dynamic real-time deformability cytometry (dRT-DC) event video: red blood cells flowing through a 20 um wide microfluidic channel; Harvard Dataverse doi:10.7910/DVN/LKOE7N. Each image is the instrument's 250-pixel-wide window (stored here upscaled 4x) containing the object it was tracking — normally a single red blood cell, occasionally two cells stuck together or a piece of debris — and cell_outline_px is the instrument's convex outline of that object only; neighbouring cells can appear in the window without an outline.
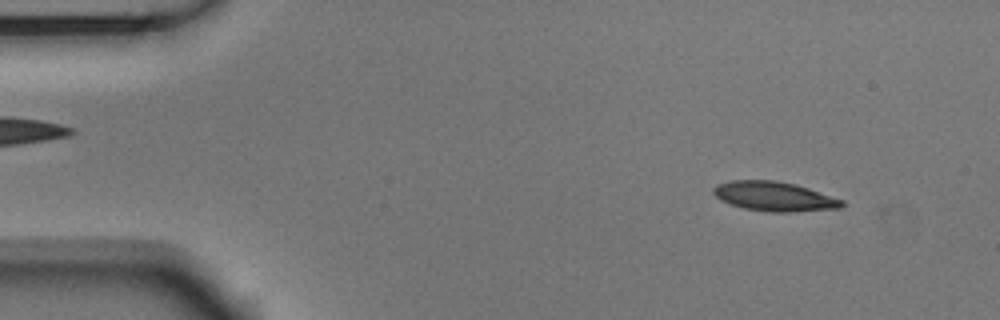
{"species": "Egyptian fruit bat (a non-hibernating species)", "species_latin": "Rousettus aegyptiacus", "temperature_condition": "room temperature", "stored_images_in_passage": 53, "camera_frame_rate_fps": 3000, "um_per_image_px": 0.085, "animal": {"sex": "male"}, "frame": {"image": 1, "passage_image": 5, "time_ms": 1.333, "image_size_px": [1000, 320], "cell_outline_px": [[844, 204], [836, 208], [748, 208], [732, 204], [716, 196], [716, 188], [720, 184], [736, 180], [772, 180], [792, 184], [840, 200]], "centroid_in_image_um": [65.71, 16.61], "position_along_channel_um": 19.3, "area_um2": 19.13}}
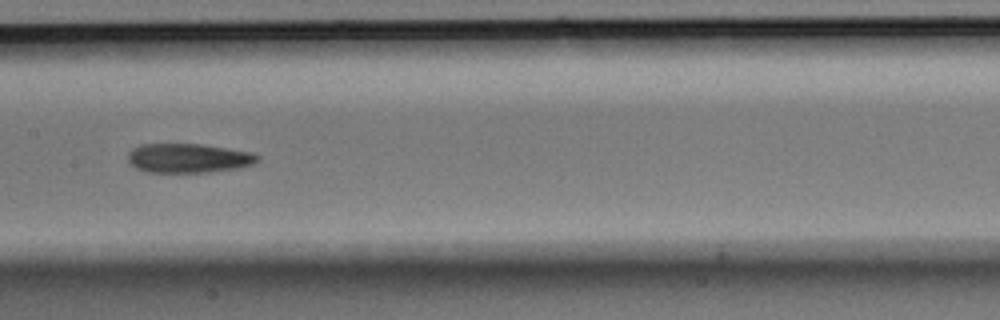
{"frame": {"image": 2, "passage_image": 26, "time_ms": 8.333, "image_size_px": [1000, 320], "cell_outline_px": [[256, 160], [248, 164], [228, 168], [196, 172], [152, 172], [140, 168], [132, 164], [128, 160], [128, 156], [136, 148], [144, 144], [196, 144], [244, 152], [256, 156]], "centroid_in_image_um": [15.87, 13.43], "position_along_channel_um": 191.5, "area_um2": 20.35}}
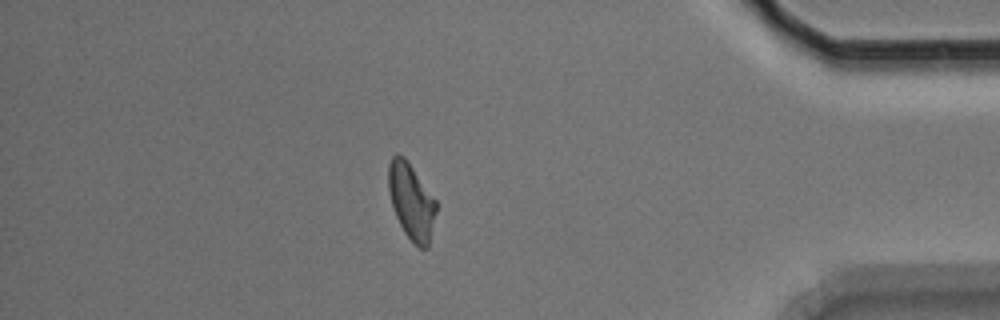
{"frame": {"image": 3, "passage_image": 46, "time_ms": 15.0, "image_size_px": [1000, 320], "cell_outline_px": [[436, 212], [428, 248], [420, 248], [404, 232], [396, 216], [392, 204], [388, 188], [388, 164], [392, 156], [404, 156], [436, 200]], "centroid_in_image_um": [34.96, 17.11], "position_along_channel_um": 400.2, "area_um2": 20.75}, "authors_computed_cell_mechanics": {"area_um2": 20.519, "velocity_mm_per_s": 3.704, "shape_relaxation_time_tau1_ms": 7.6488, "shape_relaxation_time_tau2_ms": 6.2733, "deformation_change_tau1": 0.2176, "deformation_change_tau2": 0.1412}}